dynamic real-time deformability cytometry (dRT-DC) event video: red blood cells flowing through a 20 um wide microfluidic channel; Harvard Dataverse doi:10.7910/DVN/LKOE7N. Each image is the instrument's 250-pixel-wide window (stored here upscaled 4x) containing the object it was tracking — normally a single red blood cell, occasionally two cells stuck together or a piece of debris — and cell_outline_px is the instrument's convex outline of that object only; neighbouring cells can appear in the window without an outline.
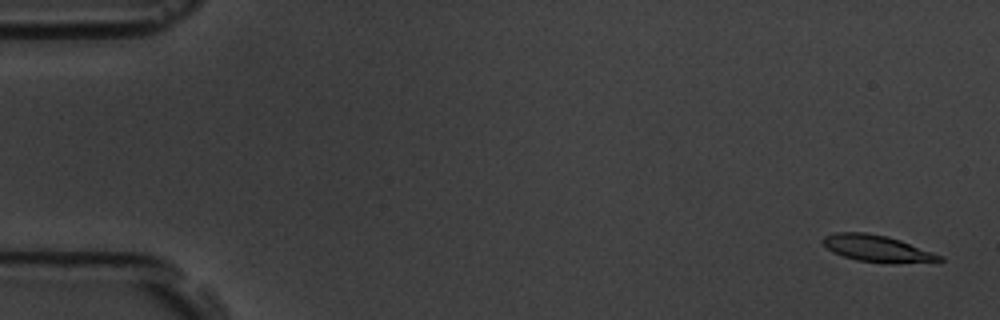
{"species": "common noctule bat (a hibernating species)", "species_latin": "Nyctalus noctula", "temperature_condition": "room temperature", "stored_images_in_passage": 6, "camera_frame_rate_fps": 3000, "um_per_image_px": 0.085, "animal": {"sex": "male", "body_mass_g": 19.5, "forearm_length_mm": 54.6}, "frame": {"image": 1, "passage_image": 1, "time_ms": 0.0, "image_size_px": [1000, 320], "cell_outline_px": [[944, 260], [896, 264], [892, 264], [856, 260], [832, 252], [820, 240], [824, 236], [836, 232], [864, 232], [888, 236], [900, 240], [944, 256]], "centroid_in_image_um": [74.55, 21.12], "position_along_channel_um": 10.4, "area_um2": 18.21}}
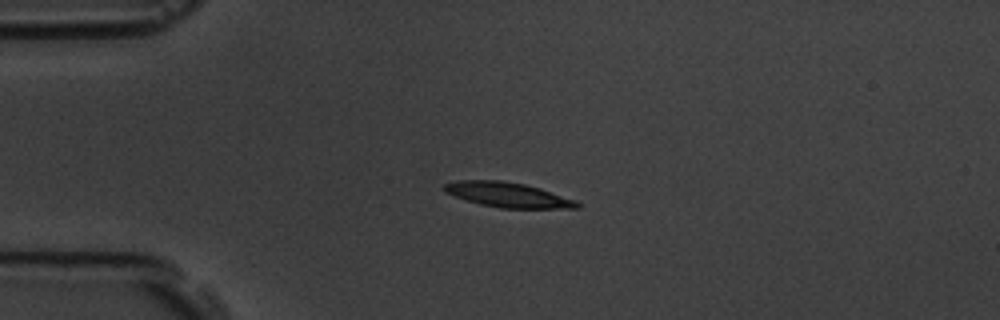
{"frame": {"image": 2, "passage_image": 4, "time_ms": 4.0, "image_size_px": [1000, 320], "cell_outline_px": [[580, 208], [500, 208], [480, 204], [444, 192], [444, 184], [456, 180], [500, 180], [524, 184], [540, 188], [576, 200], [580, 204]], "centroid_in_image_um": [43.18, 16.55], "position_along_channel_um": 41.8, "area_um2": 19.13}}
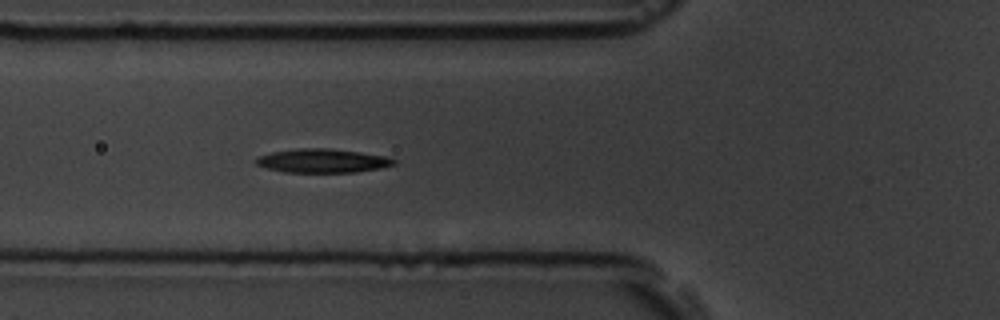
{"frame": {"image": 3, "passage_image": 6, "time_ms": 6.333, "image_size_px": [1000, 320], "cell_outline_px": [[396, 164], [380, 168], [356, 172], [284, 172], [268, 168], [256, 164], [256, 160], [260, 156], [272, 152], [300, 148], [328, 148], [360, 152], [388, 156], [396, 160]], "centroid_in_image_um": [27.47, 13.66], "position_along_channel_um": 98.3, "area_um2": 19.02}}